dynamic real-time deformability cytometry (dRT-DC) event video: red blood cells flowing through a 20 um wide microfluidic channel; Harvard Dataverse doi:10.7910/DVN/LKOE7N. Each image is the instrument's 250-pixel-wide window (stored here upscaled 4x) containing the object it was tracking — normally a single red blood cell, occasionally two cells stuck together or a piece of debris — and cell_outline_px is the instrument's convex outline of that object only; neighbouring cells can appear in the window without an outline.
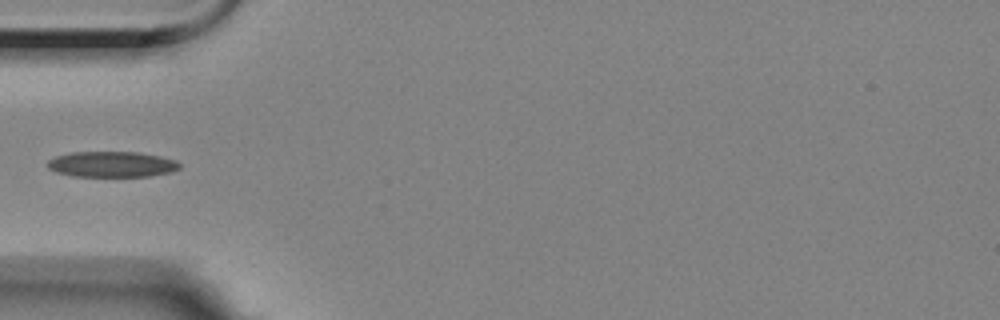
{"species": "Egyptian fruit bat (a non-hibernating species)", "species_latin": "Rousettus aegyptiacus", "temperature_condition": "room temperature", "stored_images_in_passage": 39, "camera_frame_rate_fps": 3000, "um_per_image_px": 0.085, "animal": {"sex": "female"}, "frame": {"image": 1, "passage_image": 1, "time_ms": 0.0, "image_size_px": [1000, 320], "cell_outline_px": [[180, 168], [172, 172], [148, 176], [72, 176], [56, 172], [48, 168], [44, 164], [48, 160], [56, 156], [72, 152], [140, 152], [160, 156], [176, 160], [180, 164]], "centroid_in_image_um": [9.49, 13.96], "position_along_channel_um": 75.5, "area_um2": 19.88}}
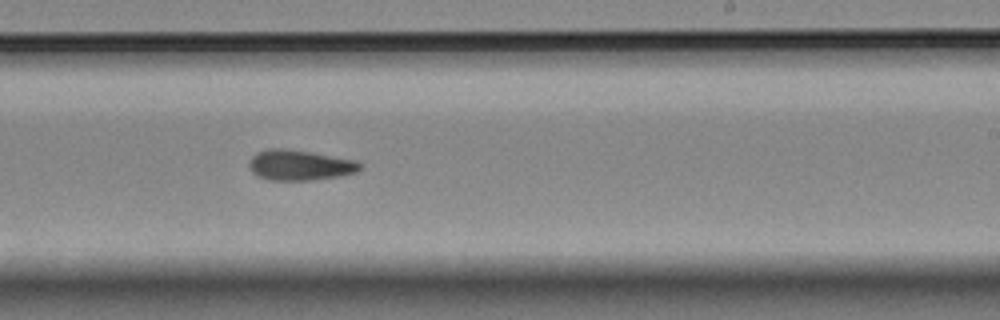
{"frame": {"image": 2, "passage_image": 17, "time_ms": 5.333, "image_size_px": [1000, 320], "cell_outline_px": [[364, 164], [356, 172], [340, 176], [312, 180], [268, 180], [256, 176], [252, 172], [248, 164], [252, 156], [256, 152], [272, 148], [284, 148], [356, 160]], "centroid_in_image_um": [25.46, 14.04], "position_along_channel_um": 263.5, "area_um2": 19.65}}
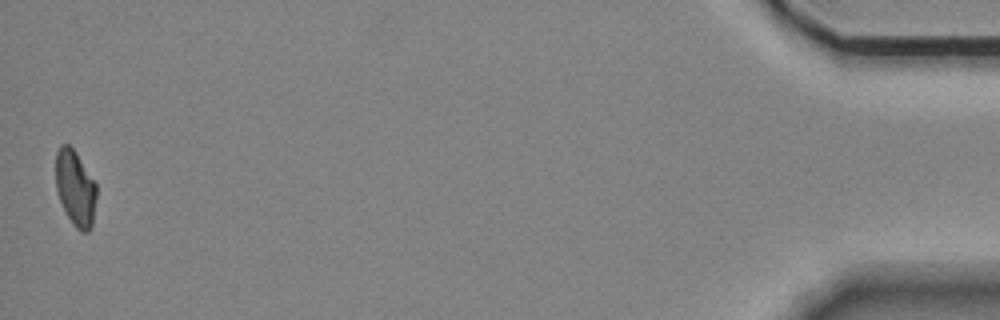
{"frame": {"image": 3, "passage_image": 39, "time_ms": 12.667, "image_size_px": [1000, 320], "cell_outline_px": [[96, 200], [92, 224], [88, 232], [80, 232], [76, 228], [68, 216], [60, 200], [56, 188], [56, 152], [60, 144], [68, 144], [76, 152], [96, 184]], "centroid_in_image_um": [6.4, 15.98], "position_along_channel_um": 428.8, "area_um2": 17.8}}